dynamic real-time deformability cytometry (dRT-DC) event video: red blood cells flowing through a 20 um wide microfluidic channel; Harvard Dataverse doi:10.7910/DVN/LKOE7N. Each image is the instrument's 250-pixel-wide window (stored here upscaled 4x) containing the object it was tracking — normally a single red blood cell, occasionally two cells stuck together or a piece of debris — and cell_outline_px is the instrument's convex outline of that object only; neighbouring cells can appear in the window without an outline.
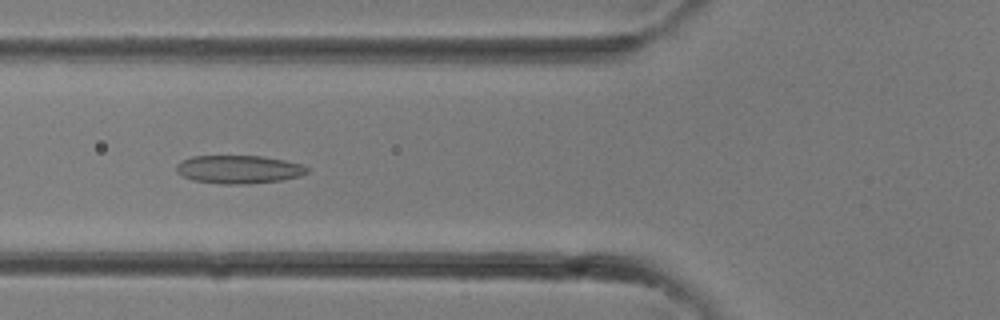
{"species": "common noctule bat (a hibernating species)", "species_latin": "Nyctalus noctula", "temperature_condition": "room temperature", "stored_images_in_passage": 33, "camera_frame_rate_fps": 3000, "um_per_image_px": 0.085, "animal": {"sex": "female"}, "frame": {"image": 1, "passage_image": 13, "time_ms": 4.0, "image_size_px": [1000, 320], "cell_outline_px": [[308, 172], [300, 176], [280, 180], [248, 184], [224, 184], [192, 180], [176, 172], [176, 164], [180, 160], [192, 156], [260, 156], [284, 160], [300, 164], [308, 168]], "centroid_in_image_um": [20.25, 14.39], "position_along_channel_um": 105.5, "area_um2": 21.44}}
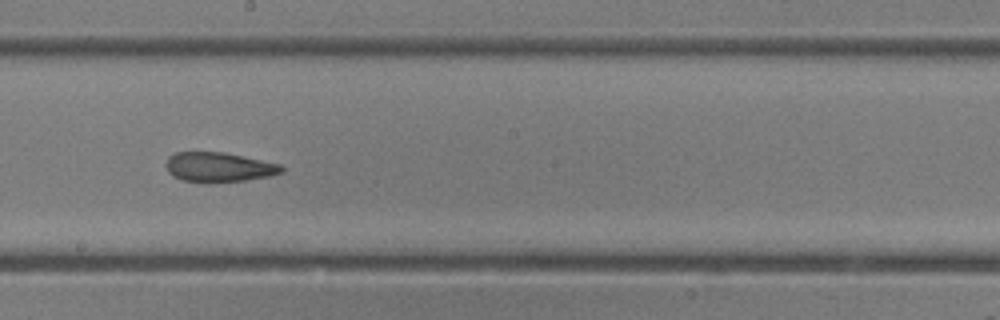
{"frame": {"image": 2, "passage_image": 19, "time_ms": 6.0, "image_size_px": [1000, 320], "cell_outline_px": [[284, 172], [272, 176], [244, 180], [208, 184], [180, 180], [172, 176], [168, 172], [164, 164], [168, 156], [176, 152], [224, 152], [280, 164], [284, 168]], "centroid_in_image_um": [18.56, 14.23], "position_along_channel_um": 229.6, "area_um2": 20.46}}
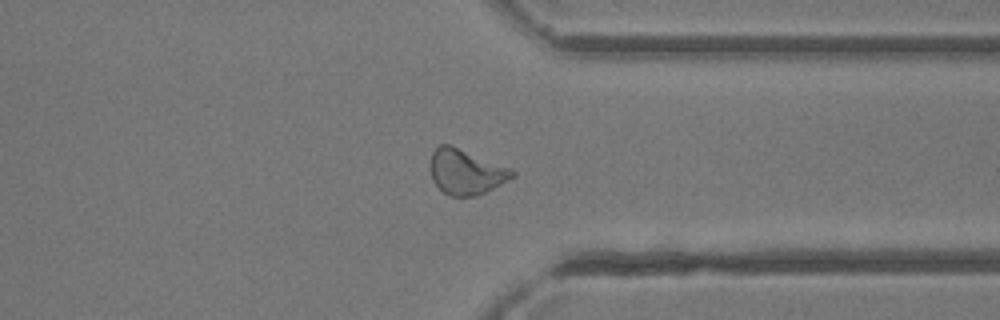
{"frame": {"image": 3, "passage_image": 26, "time_ms": 8.333, "image_size_px": [1000, 320], "cell_outline_px": [[516, 176], [476, 196], [448, 196], [432, 180], [432, 152], [440, 144], [452, 144], [512, 168], [516, 172]], "centroid_in_image_um": [39.65, 14.58], "position_along_channel_um": 371.8, "area_um2": 21.56}}